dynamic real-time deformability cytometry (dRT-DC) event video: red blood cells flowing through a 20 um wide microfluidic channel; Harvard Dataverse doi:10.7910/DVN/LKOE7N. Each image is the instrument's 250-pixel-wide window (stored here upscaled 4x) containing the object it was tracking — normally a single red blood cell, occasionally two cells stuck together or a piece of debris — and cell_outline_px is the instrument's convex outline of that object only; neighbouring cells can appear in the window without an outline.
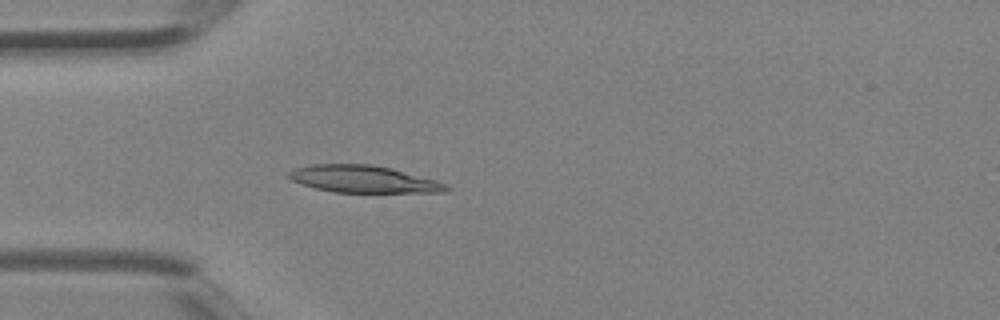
{"species": "Egyptian fruit bat (a non-hibernating species)", "species_latin": "Rousettus aegyptiacus", "temperature_condition": "room temperature", "stored_images_in_passage": 2, "camera_frame_rate_fps": 3000, "um_per_image_px": 0.085, "animal": {"sex": "female"}, "frame": {"image": 1, "passage_image": 2, "time_ms": 0.333, "image_size_px": [1000, 320], "cell_outline_px": [[452, 188], [444, 192], [336, 192], [316, 188], [300, 184], [292, 180], [288, 176], [288, 172], [296, 168], [312, 164], [372, 164], [392, 168], [436, 180]], "centroid_in_image_um": [30.89, 15.22], "position_along_channel_um": 54.1, "area_um2": 24.74}}